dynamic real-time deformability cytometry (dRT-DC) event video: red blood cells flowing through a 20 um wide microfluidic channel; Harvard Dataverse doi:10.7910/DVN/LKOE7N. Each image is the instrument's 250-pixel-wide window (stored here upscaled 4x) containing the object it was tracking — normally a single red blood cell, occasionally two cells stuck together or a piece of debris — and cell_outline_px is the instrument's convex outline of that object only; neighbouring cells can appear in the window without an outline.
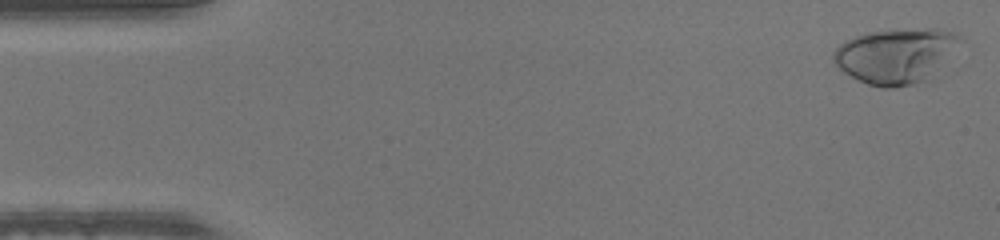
{"species": "human", "species_latin": "Homo sapiens", "temperature_condition": "warm", "stored_images_in_passage": 49, "camera_frame_rate_fps": 3000, "um_per_image_px": 0.085, "donor": {"sex": "male"}, "frame": {"image": 1, "passage_image": 1, "time_ms": 0.0, "image_size_px": [1000, 240], "cell_outline_px": [[964, 40], [924, 80], [912, 84], [892, 88], [884, 88], [868, 84], [844, 72], [832, 60], [832, 52], [844, 40], [868, 32], [888, 28], [940, 28], [956, 32], [964, 36]], "centroid_in_image_um": [76.13, 4.67], "position_along_channel_um": 8.9, "area_um2": 40.63}}
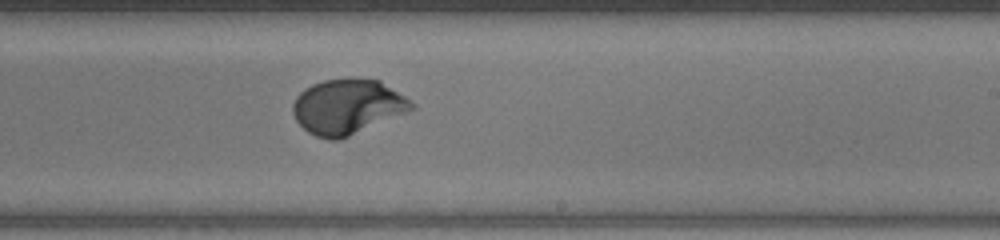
{"frame": {"image": 2, "passage_image": 29, "time_ms": 9.333, "image_size_px": [1000, 240], "cell_outline_px": [[416, 108], [408, 112], [340, 140], [332, 140], [316, 136], [308, 132], [296, 120], [292, 112], [292, 104], [296, 96], [304, 88], [312, 84], [324, 80], [352, 76], [380, 80], [416, 104]], "centroid_in_image_um": [29.54, 9.05], "position_along_channel_um": 259.5, "area_um2": 38.55}}
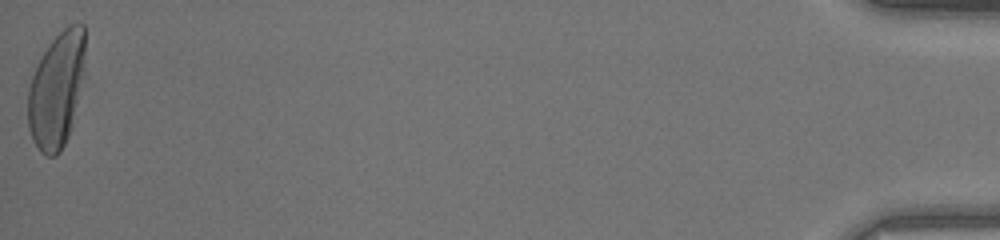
{"frame": {"image": 3, "passage_image": 49, "time_ms": 16.0, "image_size_px": [1000, 240], "cell_outline_px": [[84, 72], [72, 124], [68, 136], [60, 152], [56, 156], [48, 156], [40, 152], [32, 140], [28, 128], [28, 88], [32, 76], [44, 52], [52, 40], [68, 24], [84, 24]], "centroid_in_image_um": [4.79, 7.67], "position_along_channel_um": 430.4, "area_um2": 38.21}}